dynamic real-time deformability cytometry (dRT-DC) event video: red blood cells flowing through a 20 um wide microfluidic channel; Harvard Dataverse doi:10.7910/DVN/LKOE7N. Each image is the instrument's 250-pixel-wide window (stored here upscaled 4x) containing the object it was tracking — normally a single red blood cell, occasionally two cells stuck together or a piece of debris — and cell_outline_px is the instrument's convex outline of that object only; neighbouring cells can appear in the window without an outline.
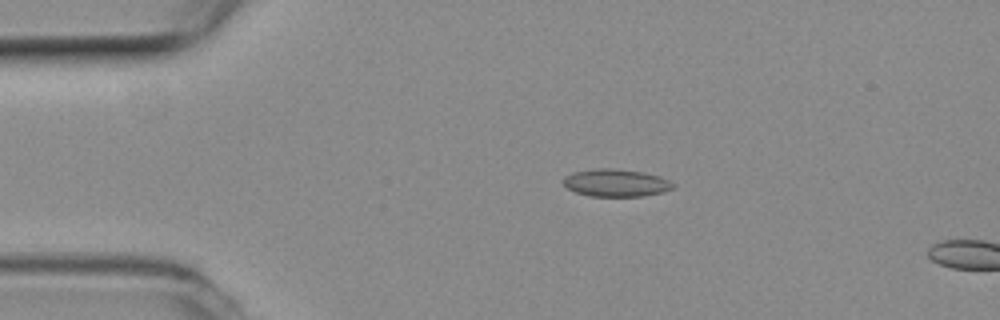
{"species": "common noctule bat (a hibernating species)", "species_latin": "Nyctalus noctula", "temperature_condition": "room temperature", "stored_images_in_passage": 4, "camera_frame_rate_fps": 3000, "um_per_image_px": 0.085, "animal": {"sex": "female", "body_mass_g": 19.3, "forearm_length_mm": 54.1}, "frame": {"image": 1, "passage_image": 3, "time_ms": 0.667, "image_size_px": [1000, 320], "cell_outline_px": [[676, 184], [672, 188], [664, 192], [640, 196], [588, 196], [576, 192], [568, 188], [564, 184], [564, 176], [576, 172], [596, 168], [608, 168], [644, 172], [660, 176]], "centroid_in_image_um": [52.38, 15.54], "position_along_channel_um": 32.6, "area_um2": 17.46}}